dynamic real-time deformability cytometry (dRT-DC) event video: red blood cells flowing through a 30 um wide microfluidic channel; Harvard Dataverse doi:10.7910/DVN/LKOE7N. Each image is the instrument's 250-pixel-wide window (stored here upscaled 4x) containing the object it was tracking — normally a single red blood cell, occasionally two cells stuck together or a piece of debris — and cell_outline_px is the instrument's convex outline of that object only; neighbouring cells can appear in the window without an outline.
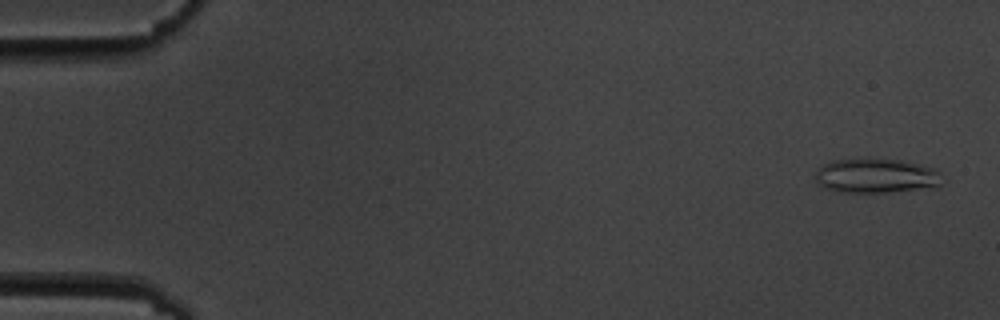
{"species": "common noctule bat (a hibernating species)", "species_latin": "Nyctalus noctula", "temperature_condition": "cold", "stored_images_in_passage": 4, "camera_frame_rate_fps": 3000, "um_per_image_px": 0.085, "animal": {"sex": "male", "body_mass_g": 19.5, "forearm_length_mm": 54.6}, "frame": {"image": 1, "passage_image": 1, "time_ms": 0.0, "image_size_px": [1000, 320], "cell_outline_px": [[948, 180], [936, 188], [888, 192], [840, 192], [816, 184], [816, 172], [824, 164], [832, 160], [900, 160], [920, 164], [936, 168]], "centroid_in_image_um": [74.61, 14.97], "position_along_channel_um": 10.4, "area_um2": 25.66}}